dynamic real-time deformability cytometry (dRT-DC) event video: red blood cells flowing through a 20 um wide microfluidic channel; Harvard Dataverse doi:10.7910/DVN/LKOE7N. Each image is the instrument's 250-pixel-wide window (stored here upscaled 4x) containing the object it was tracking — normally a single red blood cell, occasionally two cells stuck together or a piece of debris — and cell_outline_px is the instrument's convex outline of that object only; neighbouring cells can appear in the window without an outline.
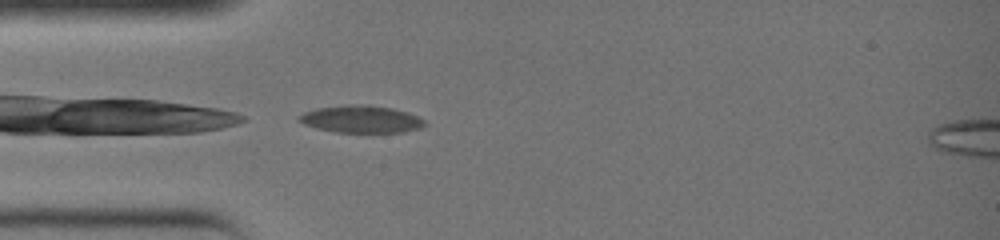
{"species": "common noctule bat (a hibernating species)", "species_latin": "Nyctalus noctula", "temperature_condition": "warm", "stored_images_in_passage": 19, "camera_frame_rate_fps": 3000, "um_per_image_px": 0.085, "animal": {"sex": "female", "body_mass_g": 19.0, "forearm_length_mm": 51.5}, "frame": {"image": 1, "passage_image": 1, "time_ms": 0.0, "image_size_px": [1000, 240], "cell_outline_px": [[428, 124], [420, 128], [400, 132], [336, 132], [316, 128], [304, 124], [296, 120], [296, 116], [304, 112], [316, 108], [348, 104], [368, 104], [392, 108], [408, 112], [424, 120]], "centroid_in_image_um": [30.66, 10.11], "position_along_channel_um": 54.3, "area_um2": 20.17}}
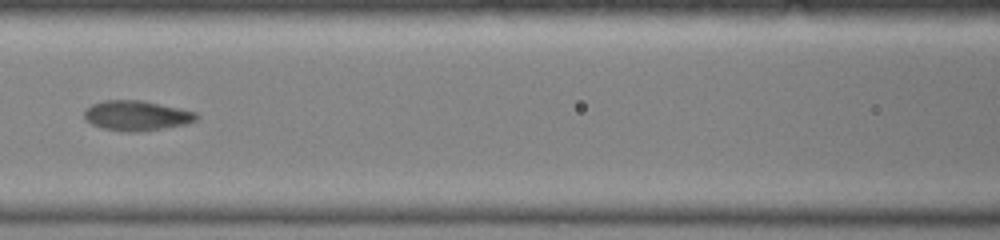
{"frame": {"image": 2, "passage_image": 7, "time_ms": 2.0, "image_size_px": [1000, 240], "cell_outline_px": [[200, 116], [196, 120], [188, 124], [164, 128], [136, 132], [128, 132], [104, 128], [92, 124], [84, 120], [84, 112], [92, 104], [104, 100], [140, 100], [180, 108], [196, 112]], "centroid_in_image_um": [11.63, 9.83], "position_along_channel_um": 155.0, "area_um2": 19.59}}
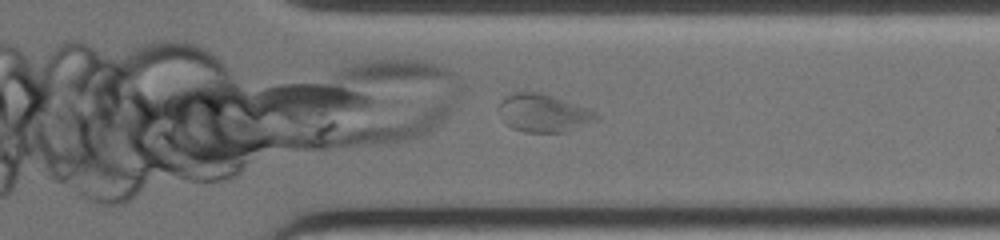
{"frame": {"image": 3, "passage_image": 19, "time_ms": 6.0, "image_size_px": [1000, 240], "cell_outline_px": [[600, 120], [568, 132], [524, 132], [512, 128], [504, 120], [496, 108], [500, 100], [504, 96], [516, 92], [536, 92], [552, 96], [588, 108], [596, 112], [600, 116]], "centroid_in_image_um": [46.21, 9.62], "position_along_channel_um": 365.2, "area_um2": 21.79}}